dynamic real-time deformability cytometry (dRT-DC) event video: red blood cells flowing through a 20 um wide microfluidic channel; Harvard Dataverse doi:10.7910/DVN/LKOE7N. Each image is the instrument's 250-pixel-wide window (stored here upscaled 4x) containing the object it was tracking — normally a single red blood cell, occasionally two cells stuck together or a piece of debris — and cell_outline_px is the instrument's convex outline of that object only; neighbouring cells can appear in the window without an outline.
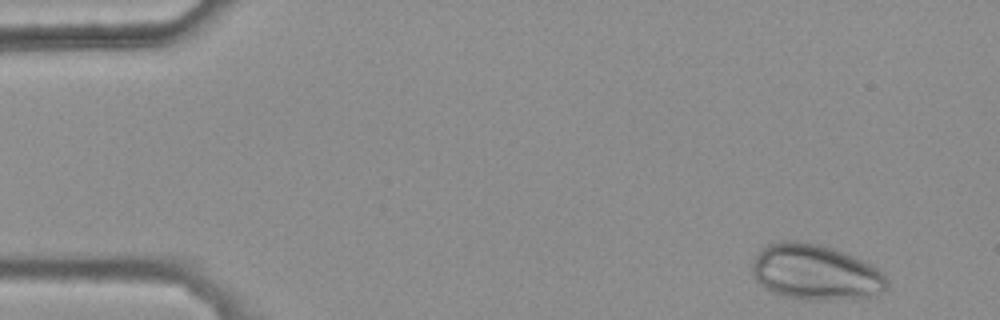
{"species": "common noctule bat (a hibernating species)", "species_latin": "Nyctalus noctula", "temperature_condition": "warm", "stored_images_in_passage": 42, "camera_frame_rate_fps": 3000, "um_per_image_px": 0.085, "animal": {"sex": "female", "body_mass_g": 25.1}, "frame": {"image": 1, "passage_image": 2, "time_ms": 0.333, "image_size_px": [1000, 320], "cell_outline_px": [[888, 288], [884, 292], [876, 296], [828, 300], [804, 300], [780, 296], [764, 288], [756, 280], [752, 272], [752, 260], [764, 244], [780, 240], [800, 240], [820, 244], [844, 252], [864, 260], [872, 264], [884, 272], [888, 284]], "centroid_in_image_um": [69.31, 23.13], "position_along_channel_um": 15.7, "area_um2": 44.68}}
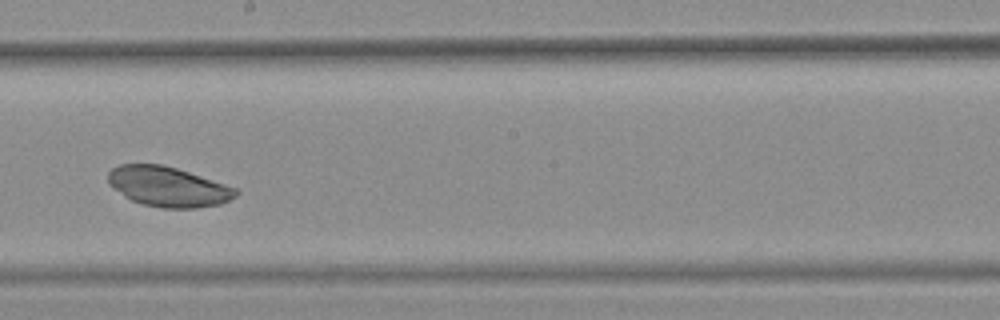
{"frame": {"image": 2, "passage_image": 28, "time_ms": 9.0, "image_size_px": [1000, 320], "cell_outline_px": [[240, 192], [236, 196], [220, 204], [196, 208], [164, 208], [144, 204], [132, 200], [124, 196], [108, 184], [108, 172], [112, 168], [120, 164], [160, 164], [176, 168], [236, 188]], "centroid_in_image_um": [14.26, 15.87], "position_along_channel_um": 233.9, "area_um2": 29.48}}
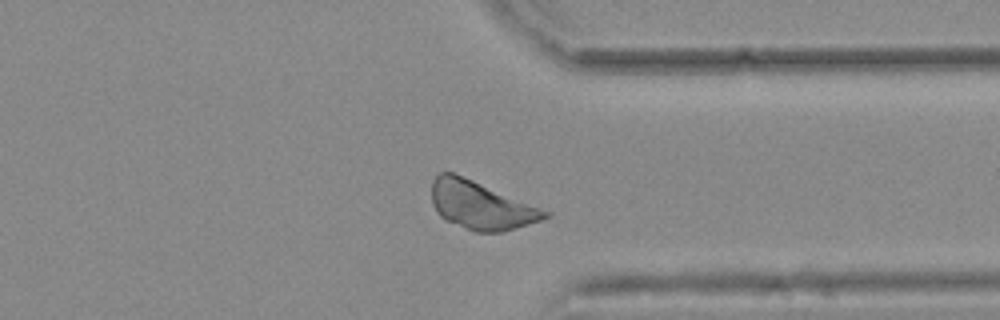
{"frame": {"image": 3, "passage_image": 39, "time_ms": 12.667, "image_size_px": [1000, 320], "cell_outline_px": [[552, 216], [504, 232], [476, 232], [448, 220], [440, 216], [432, 204], [432, 180], [440, 172], [452, 172], [552, 212]], "centroid_in_image_um": [40.89, 17.45], "position_along_channel_um": 370.5, "area_um2": 31.27}}